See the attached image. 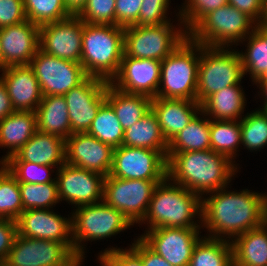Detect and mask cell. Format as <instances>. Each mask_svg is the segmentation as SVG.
Here are the masks:
<instances>
[{"label":"cell","mask_w":267,"mask_h":266,"mask_svg":"<svg viewBox=\"0 0 267 266\" xmlns=\"http://www.w3.org/2000/svg\"><path fill=\"white\" fill-rule=\"evenodd\" d=\"M0 72L13 109L35 112L43 95L33 69L29 65H20L6 67Z\"/></svg>","instance_id":"22"},{"label":"cell","mask_w":267,"mask_h":266,"mask_svg":"<svg viewBox=\"0 0 267 266\" xmlns=\"http://www.w3.org/2000/svg\"><path fill=\"white\" fill-rule=\"evenodd\" d=\"M116 0H87L77 16L88 24L115 25Z\"/></svg>","instance_id":"42"},{"label":"cell","mask_w":267,"mask_h":266,"mask_svg":"<svg viewBox=\"0 0 267 266\" xmlns=\"http://www.w3.org/2000/svg\"><path fill=\"white\" fill-rule=\"evenodd\" d=\"M17 235L16 221L0 218V266L5 262Z\"/></svg>","instance_id":"48"},{"label":"cell","mask_w":267,"mask_h":266,"mask_svg":"<svg viewBox=\"0 0 267 266\" xmlns=\"http://www.w3.org/2000/svg\"><path fill=\"white\" fill-rule=\"evenodd\" d=\"M151 110L157 117L163 136L169 142L201 111V104L186 99L156 97L151 100Z\"/></svg>","instance_id":"23"},{"label":"cell","mask_w":267,"mask_h":266,"mask_svg":"<svg viewBox=\"0 0 267 266\" xmlns=\"http://www.w3.org/2000/svg\"><path fill=\"white\" fill-rule=\"evenodd\" d=\"M200 229L159 227L146 230L140 239L172 266H189Z\"/></svg>","instance_id":"14"},{"label":"cell","mask_w":267,"mask_h":266,"mask_svg":"<svg viewBox=\"0 0 267 266\" xmlns=\"http://www.w3.org/2000/svg\"><path fill=\"white\" fill-rule=\"evenodd\" d=\"M3 69L9 66L29 65L40 49L39 26L26 20L0 28Z\"/></svg>","instance_id":"21"},{"label":"cell","mask_w":267,"mask_h":266,"mask_svg":"<svg viewBox=\"0 0 267 266\" xmlns=\"http://www.w3.org/2000/svg\"><path fill=\"white\" fill-rule=\"evenodd\" d=\"M162 181L122 179L105 176L103 201L121 211L134 224L147 214L155 187Z\"/></svg>","instance_id":"10"},{"label":"cell","mask_w":267,"mask_h":266,"mask_svg":"<svg viewBox=\"0 0 267 266\" xmlns=\"http://www.w3.org/2000/svg\"><path fill=\"white\" fill-rule=\"evenodd\" d=\"M244 77L238 51L226 47L200 45L197 77V102L227 86L238 85Z\"/></svg>","instance_id":"8"},{"label":"cell","mask_w":267,"mask_h":266,"mask_svg":"<svg viewBox=\"0 0 267 266\" xmlns=\"http://www.w3.org/2000/svg\"><path fill=\"white\" fill-rule=\"evenodd\" d=\"M254 84H258L257 85V87L258 86H260V87H258L259 89H260V91H261V93L260 94H262V96H264L263 98V100H264V103H263V107H262V109L263 110H267V75L266 76H263V77H261L258 81H256Z\"/></svg>","instance_id":"52"},{"label":"cell","mask_w":267,"mask_h":266,"mask_svg":"<svg viewBox=\"0 0 267 266\" xmlns=\"http://www.w3.org/2000/svg\"><path fill=\"white\" fill-rule=\"evenodd\" d=\"M40 50L45 54L81 63L83 21L77 16L39 26Z\"/></svg>","instance_id":"17"},{"label":"cell","mask_w":267,"mask_h":266,"mask_svg":"<svg viewBox=\"0 0 267 266\" xmlns=\"http://www.w3.org/2000/svg\"><path fill=\"white\" fill-rule=\"evenodd\" d=\"M245 40L248 41L246 52L239 51L242 68L244 76L250 74L255 83L267 75V27L258 25Z\"/></svg>","instance_id":"32"},{"label":"cell","mask_w":267,"mask_h":266,"mask_svg":"<svg viewBox=\"0 0 267 266\" xmlns=\"http://www.w3.org/2000/svg\"><path fill=\"white\" fill-rule=\"evenodd\" d=\"M98 260L101 266H144L141 258L131 248H106L99 253Z\"/></svg>","instance_id":"44"},{"label":"cell","mask_w":267,"mask_h":266,"mask_svg":"<svg viewBox=\"0 0 267 266\" xmlns=\"http://www.w3.org/2000/svg\"><path fill=\"white\" fill-rule=\"evenodd\" d=\"M167 158L159 151L121 145L114 148L110 176L163 181L167 178Z\"/></svg>","instance_id":"13"},{"label":"cell","mask_w":267,"mask_h":266,"mask_svg":"<svg viewBox=\"0 0 267 266\" xmlns=\"http://www.w3.org/2000/svg\"><path fill=\"white\" fill-rule=\"evenodd\" d=\"M35 112L38 131L57 135L64 140L72 135L67 103L64 96H43Z\"/></svg>","instance_id":"28"},{"label":"cell","mask_w":267,"mask_h":266,"mask_svg":"<svg viewBox=\"0 0 267 266\" xmlns=\"http://www.w3.org/2000/svg\"><path fill=\"white\" fill-rule=\"evenodd\" d=\"M3 70V54L1 50V39H0V71Z\"/></svg>","instance_id":"54"},{"label":"cell","mask_w":267,"mask_h":266,"mask_svg":"<svg viewBox=\"0 0 267 266\" xmlns=\"http://www.w3.org/2000/svg\"><path fill=\"white\" fill-rule=\"evenodd\" d=\"M198 114L199 113L194 116L182 131L168 142L167 153H182L211 149L210 118H203Z\"/></svg>","instance_id":"31"},{"label":"cell","mask_w":267,"mask_h":266,"mask_svg":"<svg viewBox=\"0 0 267 266\" xmlns=\"http://www.w3.org/2000/svg\"><path fill=\"white\" fill-rule=\"evenodd\" d=\"M14 111L5 84L0 79V121Z\"/></svg>","instance_id":"50"},{"label":"cell","mask_w":267,"mask_h":266,"mask_svg":"<svg viewBox=\"0 0 267 266\" xmlns=\"http://www.w3.org/2000/svg\"><path fill=\"white\" fill-rule=\"evenodd\" d=\"M37 131L36 112L14 111L0 121V147L8 153L0 160L3 164L25 145Z\"/></svg>","instance_id":"25"},{"label":"cell","mask_w":267,"mask_h":266,"mask_svg":"<svg viewBox=\"0 0 267 266\" xmlns=\"http://www.w3.org/2000/svg\"><path fill=\"white\" fill-rule=\"evenodd\" d=\"M264 25L267 27V17H266V21H265Z\"/></svg>","instance_id":"55"},{"label":"cell","mask_w":267,"mask_h":266,"mask_svg":"<svg viewBox=\"0 0 267 266\" xmlns=\"http://www.w3.org/2000/svg\"><path fill=\"white\" fill-rule=\"evenodd\" d=\"M29 66L34 71L43 96H64L89 77L81 63L45 54L40 49Z\"/></svg>","instance_id":"12"},{"label":"cell","mask_w":267,"mask_h":266,"mask_svg":"<svg viewBox=\"0 0 267 266\" xmlns=\"http://www.w3.org/2000/svg\"><path fill=\"white\" fill-rule=\"evenodd\" d=\"M143 0H116L115 25L128 27L138 23Z\"/></svg>","instance_id":"45"},{"label":"cell","mask_w":267,"mask_h":266,"mask_svg":"<svg viewBox=\"0 0 267 266\" xmlns=\"http://www.w3.org/2000/svg\"><path fill=\"white\" fill-rule=\"evenodd\" d=\"M23 212L21 191L17 179L0 165V218L16 221Z\"/></svg>","instance_id":"38"},{"label":"cell","mask_w":267,"mask_h":266,"mask_svg":"<svg viewBox=\"0 0 267 266\" xmlns=\"http://www.w3.org/2000/svg\"><path fill=\"white\" fill-rule=\"evenodd\" d=\"M58 195L75 207L103 201L105 176L64 163L56 170Z\"/></svg>","instance_id":"15"},{"label":"cell","mask_w":267,"mask_h":266,"mask_svg":"<svg viewBox=\"0 0 267 266\" xmlns=\"http://www.w3.org/2000/svg\"><path fill=\"white\" fill-rule=\"evenodd\" d=\"M211 149L228 157L232 162L241 143L240 120L210 119ZM236 155V156H235Z\"/></svg>","instance_id":"34"},{"label":"cell","mask_w":267,"mask_h":266,"mask_svg":"<svg viewBox=\"0 0 267 266\" xmlns=\"http://www.w3.org/2000/svg\"><path fill=\"white\" fill-rule=\"evenodd\" d=\"M228 3L246 13L258 25H264L267 17V0H228Z\"/></svg>","instance_id":"47"},{"label":"cell","mask_w":267,"mask_h":266,"mask_svg":"<svg viewBox=\"0 0 267 266\" xmlns=\"http://www.w3.org/2000/svg\"><path fill=\"white\" fill-rule=\"evenodd\" d=\"M87 133L113 148H118L123 143L124 130L107 102L99 108Z\"/></svg>","instance_id":"35"},{"label":"cell","mask_w":267,"mask_h":266,"mask_svg":"<svg viewBox=\"0 0 267 266\" xmlns=\"http://www.w3.org/2000/svg\"><path fill=\"white\" fill-rule=\"evenodd\" d=\"M241 143L247 150L260 151L267 145V110L247 113L240 120Z\"/></svg>","instance_id":"36"},{"label":"cell","mask_w":267,"mask_h":266,"mask_svg":"<svg viewBox=\"0 0 267 266\" xmlns=\"http://www.w3.org/2000/svg\"><path fill=\"white\" fill-rule=\"evenodd\" d=\"M161 74V61L123 55L118 74L110 84L128 94L156 98Z\"/></svg>","instance_id":"19"},{"label":"cell","mask_w":267,"mask_h":266,"mask_svg":"<svg viewBox=\"0 0 267 266\" xmlns=\"http://www.w3.org/2000/svg\"><path fill=\"white\" fill-rule=\"evenodd\" d=\"M202 197L168 177L155 187L146 216L148 230L159 227L202 228ZM149 224H148V223Z\"/></svg>","instance_id":"3"},{"label":"cell","mask_w":267,"mask_h":266,"mask_svg":"<svg viewBox=\"0 0 267 266\" xmlns=\"http://www.w3.org/2000/svg\"><path fill=\"white\" fill-rule=\"evenodd\" d=\"M203 237L194 247L189 266H233L229 240Z\"/></svg>","instance_id":"33"},{"label":"cell","mask_w":267,"mask_h":266,"mask_svg":"<svg viewBox=\"0 0 267 266\" xmlns=\"http://www.w3.org/2000/svg\"><path fill=\"white\" fill-rule=\"evenodd\" d=\"M130 248L141 258L144 266H172L168 261L157 255L139 237Z\"/></svg>","instance_id":"49"},{"label":"cell","mask_w":267,"mask_h":266,"mask_svg":"<svg viewBox=\"0 0 267 266\" xmlns=\"http://www.w3.org/2000/svg\"><path fill=\"white\" fill-rule=\"evenodd\" d=\"M167 161V177L201 197L228 187L238 172L234 162L212 149L167 153Z\"/></svg>","instance_id":"2"},{"label":"cell","mask_w":267,"mask_h":266,"mask_svg":"<svg viewBox=\"0 0 267 266\" xmlns=\"http://www.w3.org/2000/svg\"><path fill=\"white\" fill-rule=\"evenodd\" d=\"M19 187L23 211L29 209H51L60 202L57 182L43 184L19 183Z\"/></svg>","instance_id":"39"},{"label":"cell","mask_w":267,"mask_h":266,"mask_svg":"<svg viewBox=\"0 0 267 266\" xmlns=\"http://www.w3.org/2000/svg\"><path fill=\"white\" fill-rule=\"evenodd\" d=\"M257 26L250 16L228 3L205 15L188 37L203 46L231 48L243 43Z\"/></svg>","instance_id":"6"},{"label":"cell","mask_w":267,"mask_h":266,"mask_svg":"<svg viewBox=\"0 0 267 266\" xmlns=\"http://www.w3.org/2000/svg\"><path fill=\"white\" fill-rule=\"evenodd\" d=\"M20 236L63 243L73 254L72 216L61 217L51 209H29L16 219Z\"/></svg>","instance_id":"18"},{"label":"cell","mask_w":267,"mask_h":266,"mask_svg":"<svg viewBox=\"0 0 267 266\" xmlns=\"http://www.w3.org/2000/svg\"><path fill=\"white\" fill-rule=\"evenodd\" d=\"M81 263L61 242L18 234L1 266H81Z\"/></svg>","instance_id":"11"},{"label":"cell","mask_w":267,"mask_h":266,"mask_svg":"<svg viewBox=\"0 0 267 266\" xmlns=\"http://www.w3.org/2000/svg\"><path fill=\"white\" fill-rule=\"evenodd\" d=\"M71 216L74 255L82 262L85 259L82 242L106 239L132 226L121 211L104 201L79 206Z\"/></svg>","instance_id":"7"},{"label":"cell","mask_w":267,"mask_h":266,"mask_svg":"<svg viewBox=\"0 0 267 266\" xmlns=\"http://www.w3.org/2000/svg\"><path fill=\"white\" fill-rule=\"evenodd\" d=\"M263 212L267 222V193L262 194Z\"/></svg>","instance_id":"53"},{"label":"cell","mask_w":267,"mask_h":266,"mask_svg":"<svg viewBox=\"0 0 267 266\" xmlns=\"http://www.w3.org/2000/svg\"><path fill=\"white\" fill-rule=\"evenodd\" d=\"M230 242L233 266H267V222Z\"/></svg>","instance_id":"27"},{"label":"cell","mask_w":267,"mask_h":266,"mask_svg":"<svg viewBox=\"0 0 267 266\" xmlns=\"http://www.w3.org/2000/svg\"><path fill=\"white\" fill-rule=\"evenodd\" d=\"M228 4V0H185L178 21L189 32L205 15Z\"/></svg>","instance_id":"41"},{"label":"cell","mask_w":267,"mask_h":266,"mask_svg":"<svg viewBox=\"0 0 267 266\" xmlns=\"http://www.w3.org/2000/svg\"><path fill=\"white\" fill-rule=\"evenodd\" d=\"M108 83L103 79L89 76L64 95L72 134L88 132L99 108L106 102Z\"/></svg>","instance_id":"16"},{"label":"cell","mask_w":267,"mask_h":266,"mask_svg":"<svg viewBox=\"0 0 267 266\" xmlns=\"http://www.w3.org/2000/svg\"><path fill=\"white\" fill-rule=\"evenodd\" d=\"M72 15H77L85 6L87 0H63Z\"/></svg>","instance_id":"51"},{"label":"cell","mask_w":267,"mask_h":266,"mask_svg":"<svg viewBox=\"0 0 267 266\" xmlns=\"http://www.w3.org/2000/svg\"><path fill=\"white\" fill-rule=\"evenodd\" d=\"M226 188L209 192L211 195L207 193V198L202 197L201 224L210 233L206 237L230 241L260 227L266 219L261 193L248 189L228 191Z\"/></svg>","instance_id":"1"},{"label":"cell","mask_w":267,"mask_h":266,"mask_svg":"<svg viewBox=\"0 0 267 266\" xmlns=\"http://www.w3.org/2000/svg\"><path fill=\"white\" fill-rule=\"evenodd\" d=\"M3 165L17 179L19 183L43 184L47 182H57L56 178H51L53 166L40 165L30 162H4Z\"/></svg>","instance_id":"40"},{"label":"cell","mask_w":267,"mask_h":266,"mask_svg":"<svg viewBox=\"0 0 267 266\" xmlns=\"http://www.w3.org/2000/svg\"><path fill=\"white\" fill-rule=\"evenodd\" d=\"M5 162H30L57 166L58 169L65 163V140L37 130L31 139Z\"/></svg>","instance_id":"24"},{"label":"cell","mask_w":267,"mask_h":266,"mask_svg":"<svg viewBox=\"0 0 267 266\" xmlns=\"http://www.w3.org/2000/svg\"><path fill=\"white\" fill-rule=\"evenodd\" d=\"M114 148L96 137L85 133H73L65 140V163L91 170L104 176L110 174Z\"/></svg>","instance_id":"20"},{"label":"cell","mask_w":267,"mask_h":266,"mask_svg":"<svg viewBox=\"0 0 267 266\" xmlns=\"http://www.w3.org/2000/svg\"><path fill=\"white\" fill-rule=\"evenodd\" d=\"M180 24L179 29L170 22L125 27L124 54L138 59L162 61L188 38V32L182 22Z\"/></svg>","instance_id":"9"},{"label":"cell","mask_w":267,"mask_h":266,"mask_svg":"<svg viewBox=\"0 0 267 266\" xmlns=\"http://www.w3.org/2000/svg\"><path fill=\"white\" fill-rule=\"evenodd\" d=\"M26 19L38 26L72 16L63 0H23Z\"/></svg>","instance_id":"37"},{"label":"cell","mask_w":267,"mask_h":266,"mask_svg":"<svg viewBox=\"0 0 267 266\" xmlns=\"http://www.w3.org/2000/svg\"><path fill=\"white\" fill-rule=\"evenodd\" d=\"M26 20L23 0H0V28Z\"/></svg>","instance_id":"46"},{"label":"cell","mask_w":267,"mask_h":266,"mask_svg":"<svg viewBox=\"0 0 267 266\" xmlns=\"http://www.w3.org/2000/svg\"><path fill=\"white\" fill-rule=\"evenodd\" d=\"M170 0H143L140 8L138 23L140 25H161L171 22L167 19Z\"/></svg>","instance_id":"43"},{"label":"cell","mask_w":267,"mask_h":266,"mask_svg":"<svg viewBox=\"0 0 267 266\" xmlns=\"http://www.w3.org/2000/svg\"><path fill=\"white\" fill-rule=\"evenodd\" d=\"M240 85L227 86L208 96L199 114L215 120H241L247 100Z\"/></svg>","instance_id":"26"},{"label":"cell","mask_w":267,"mask_h":266,"mask_svg":"<svg viewBox=\"0 0 267 266\" xmlns=\"http://www.w3.org/2000/svg\"><path fill=\"white\" fill-rule=\"evenodd\" d=\"M122 145L159 151L167 158L168 142L163 136L157 117L152 110L124 130Z\"/></svg>","instance_id":"30"},{"label":"cell","mask_w":267,"mask_h":266,"mask_svg":"<svg viewBox=\"0 0 267 266\" xmlns=\"http://www.w3.org/2000/svg\"><path fill=\"white\" fill-rule=\"evenodd\" d=\"M200 44L189 37L161 61L156 97L197 101Z\"/></svg>","instance_id":"5"},{"label":"cell","mask_w":267,"mask_h":266,"mask_svg":"<svg viewBox=\"0 0 267 266\" xmlns=\"http://www.w3.org/2000/svg\"><path fill=\"white\" fill-rule=\"evenodd\" d=\"M151 98L145 95L128 94L108 83L106 102L113 108L123 130L138 122L151 110Z\"/></svg>","instance_id":"29"},{"label":"cell","mask_w":267,"mask_h":266,"mask_svg":"<svg viewBox=\"0 0 267 266\" xmlns=\"http://www.w3.org/2000/svg\"><path fill=\"white\" fill-rule=\"evenodd\" d=\"M124 27L83 22L81 64L90 77L107 82L118 74L124 55Z\"/></svg>","instance_id":"4"}]
</instances>
